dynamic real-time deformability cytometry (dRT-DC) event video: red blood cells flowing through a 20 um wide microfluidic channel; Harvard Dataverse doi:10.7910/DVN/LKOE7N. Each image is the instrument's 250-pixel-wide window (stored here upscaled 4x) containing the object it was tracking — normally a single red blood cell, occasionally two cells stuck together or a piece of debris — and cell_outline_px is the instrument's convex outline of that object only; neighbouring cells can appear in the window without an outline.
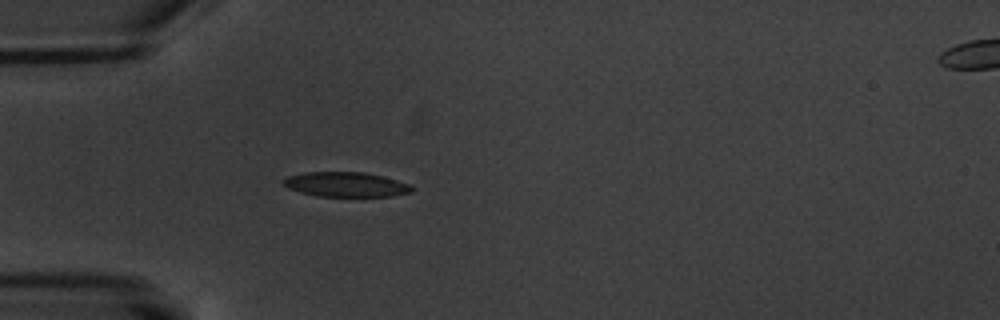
{"species": "common noctule bat (a hibernating species)", "species_latin": "Nyctalus noctula", "temperature_condition": "warm", "stored_images_in_passage": 1, "camera_frame_rate_fps": 3000, "um_per_image_px": 0.085, "animal": {"sex": "male", "body_mass_g": 20.1, "forearm_length_mm": 53.5}, "frame": {"image": 1, "passage_image": 1, "time_ms": 0.0, "image_size_px": [1000, 320], "cell_outline_px": [[412, 192], [392, 196], [316, 196], [300, 192], [288, 188], [280, 180], [288, 176], [304, 172], [364, 172], [384, 176], [408, 184], [412, 188]], "centroid_in_image_um": [29.36, 15.67], "position_along_channel_um": 55.6, "area_um2": 18.5}}